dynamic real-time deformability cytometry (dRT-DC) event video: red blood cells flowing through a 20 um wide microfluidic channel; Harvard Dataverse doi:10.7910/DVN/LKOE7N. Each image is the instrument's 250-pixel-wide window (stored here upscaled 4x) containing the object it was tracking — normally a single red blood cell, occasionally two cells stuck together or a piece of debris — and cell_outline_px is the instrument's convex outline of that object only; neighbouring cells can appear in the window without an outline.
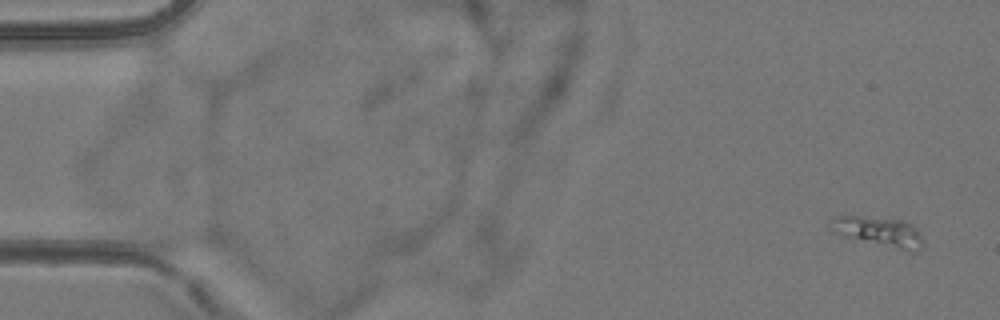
{"species": "common noctule bat (a hibernating species)", "species_latin": "Nyctalus noctula", "temperature_condition": "room temperature", "stored_images_in_passage": 5, "camera_frame_rate_fps": 3000, "um_per_image_px": 0.085, "animal": {"sex": "female", "body_mass_g": 24.6, "forearm_length_mm": 56.2}, "frame": {"image": 1, "passage_image": 1, "time_ms": 0.0, "image_size_px": [1000, 320], "cell_outline_px": [[924, 244], [920, 252], [908, 252], [844, 236], [836, 232], [828, 224], [832, 216], [860, 216], [904, 220], [912, 224], [916, 228]], "centroid_in_image_um": [74.76, 19.7], "position_along_channel_um": 10.2, "area_um2": 16.18}}
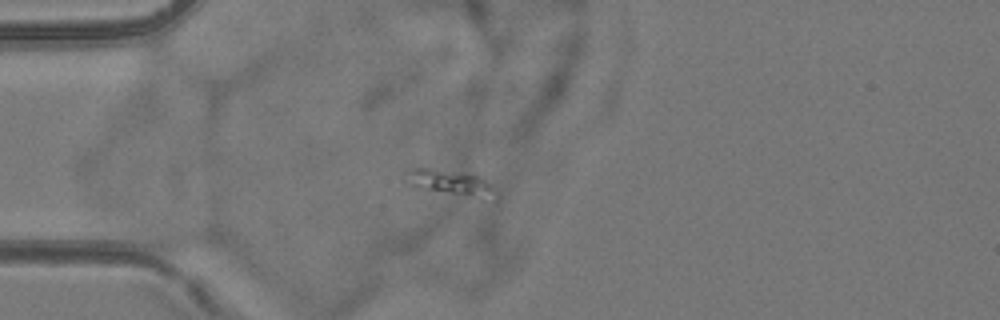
{"frame": {"image": 2, "passage_image": 5, "time_ms": 4.333, "image_size_px": [1000, 320], "cell_outline_px": [[500, 196], [496, 204], [424, 188], [408, 184], [412, 168], [432, 168], [472, 172], [480, 176]], "centroid_in_image_um": [38.6, 15.6], "position_along_channel_um": 46.4, "area_um2": 13.81}}